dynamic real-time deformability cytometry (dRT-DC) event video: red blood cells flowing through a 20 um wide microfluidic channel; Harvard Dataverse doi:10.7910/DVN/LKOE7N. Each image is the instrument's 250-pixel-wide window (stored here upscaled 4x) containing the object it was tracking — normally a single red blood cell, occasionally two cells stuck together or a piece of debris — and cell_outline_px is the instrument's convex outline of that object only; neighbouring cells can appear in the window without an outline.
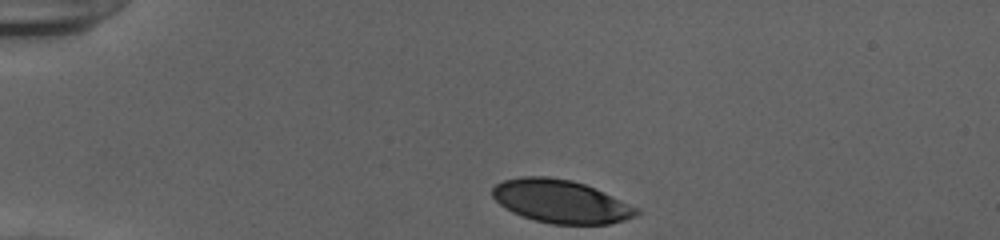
{"species": "human", "species_latin": "Homo sapiens", "temperature_condition": "cold", "stored_images_in_passage": 34, "camera_frame_rate_fps": 3000, "um_per_image_px": 0.085, "donor": {"sex": "female"}, "frame": {"image": 1, "passage_image": 1, "time_ms": 0.0, "image_size_px": [1000, 240], "cell_outline_px": [[640, 212], [636, 216], [624, 220], [608, 224], [552, 224], [536, 220], [512, 212], [504, 208], [492, 196], [492, 188], [496, 184], [504, 180], [520, 176], [548, 176], [572, 180], [584, 184], [640, 208]], "centroid_in_image_um": [47.67, 17.11], "position_along_channel_um": 37.3, "area_um2": 36.13}}
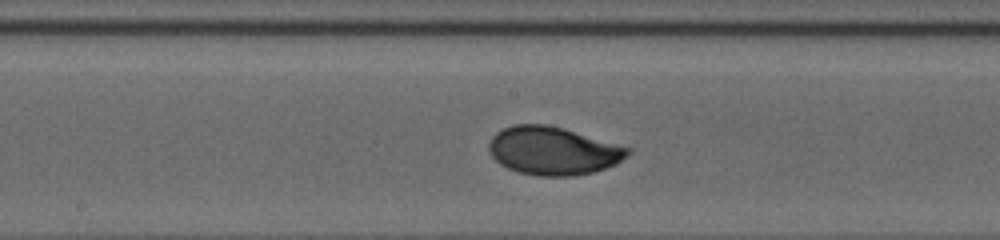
{"frame": {"image": 2, "passage_image": 18, "time_ms": 5.667, "image_size_px": [1000, 240], "cell_outline_px": [[632, 152], [628, 156], [616, 164], [592, 172], [572, 176], [536, 176], [516, 172], [500, 164], [492, 156], [488, 148], [488, 144], [492, 136], [496, 132], [512, 124], [544, 124], [564, 128], [632, 148]], "centroid_in_image_um": [47.01, 12.82], "position_along_channel_um": 201.2, "area_um2": 39.19}}
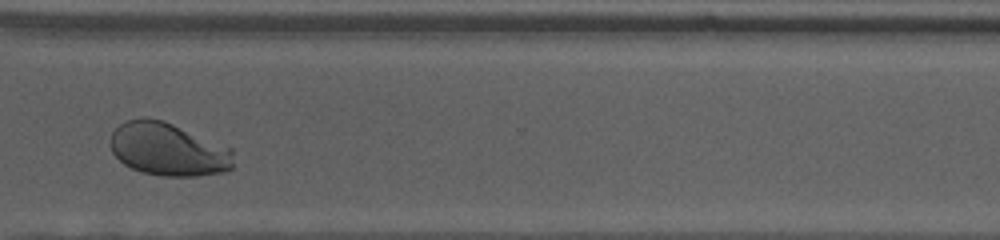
{"frame": {"image": 3, "passage_image": 30, "time_ms": 9.667, "image_size_px": [1000, 240], "cell_outline_px": [[232, 168], [224, 172], [196, 176], [160, 176], [140, 172], [124, 164], [112, 152], [112, 132], [124, 120], [144, 116], [164, 120], [232, 148]], "centroid_in_image_um": [14.29, 12.68], "position_along_channel_um": 356.3, "area_um2": 38.21}, "authors_computed_cell_mechanics": {"area_um2": 38.2058, "velocity_mm_per_s": 3.8879, "shape_relaxation_time_tau1_ms": 2.9256, "shape_relaxation_time_tau2_ms": null, "deformation_change_tau1": 0.1519, "deformation_change_tau2": null}}